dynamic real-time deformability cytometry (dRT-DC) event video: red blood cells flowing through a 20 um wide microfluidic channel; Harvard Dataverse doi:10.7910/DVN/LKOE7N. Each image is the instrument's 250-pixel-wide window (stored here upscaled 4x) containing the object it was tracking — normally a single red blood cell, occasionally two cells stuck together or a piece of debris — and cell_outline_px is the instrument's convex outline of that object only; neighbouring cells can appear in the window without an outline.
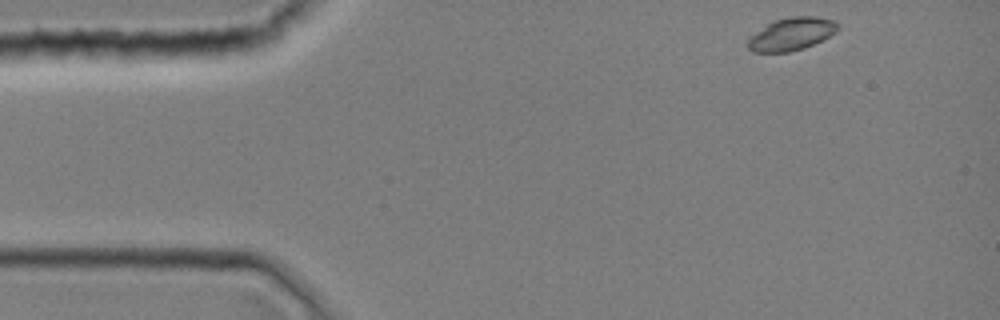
{"species": "common noctule bat (a hibernating species)", "species_latin": "Nyctalus noctula", "temperature_condition": "room temperature", "stored_images_in_passage": 7, "camera_frame_rate_fps": 3000, "um_per_image_px": 0.085, "animal": {"sex": "female", "body_mass_g": 19.0, "forearm_length_mm": 51.5}, "frame": {"image": 1, "passage_image": 1, "time_ms": 0.0, "image_size_px": [1000, 320], "cell_outline_px": [[840, 28], [836, 32], [804, 48], [788, 52], [752, 52], [748, 48], [748, 40], [756, 32], [772, 20], [792, 16], [816, 16], [832, 20], [840, 24]], "centroid_in_image_um": [67.29, 2.88], "position_along_channel_um": 17.7, "area_um2": 17.05}}